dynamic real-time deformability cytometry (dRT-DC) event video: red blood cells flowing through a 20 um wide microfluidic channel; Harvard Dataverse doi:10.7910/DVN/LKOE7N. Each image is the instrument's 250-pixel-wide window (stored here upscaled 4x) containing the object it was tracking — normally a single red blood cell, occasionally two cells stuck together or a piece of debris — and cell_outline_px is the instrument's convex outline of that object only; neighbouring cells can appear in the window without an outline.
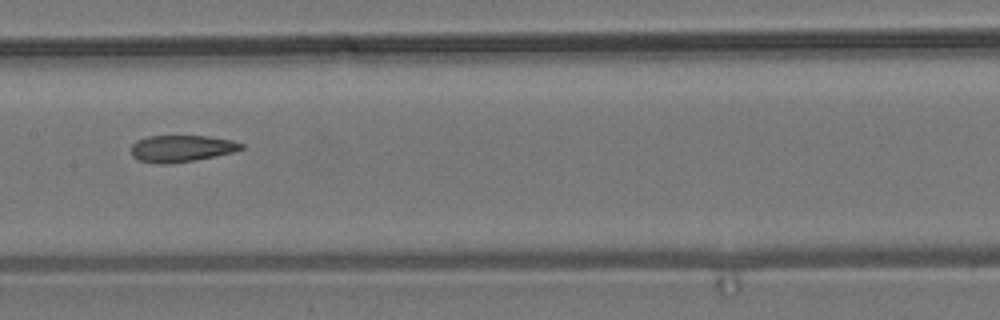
{"species": "common noctule bat (a hibernating species)", "species_latin": "Nyctalus noctula", "temperature_condition": "room temperature", "stored_images_in_passage": 12, "camera_frame_rate_fps": 3000, "um_per_image_px": 0.085, "animal": {"sex": "male", "body_mass_g": 19.2, "forearm_length_mm": 51.8}, "frame": {"image": 1, "passage_image": 9, "time_ms": 10.333, "image_size_px": [1000, 320], "cell_outline_px": [[244, 148], [236, 152], [196, 160], [168, 164], [160, 164], [140, 160], [132, 156], [132, 144], [136, 140], [148, 136], [208, 136], [232, 140], [244, 144]], "centroid_in_image_um": [15.46, 12.62], "position_along_channel_um": 191.9, "area_um2": 17.28}}
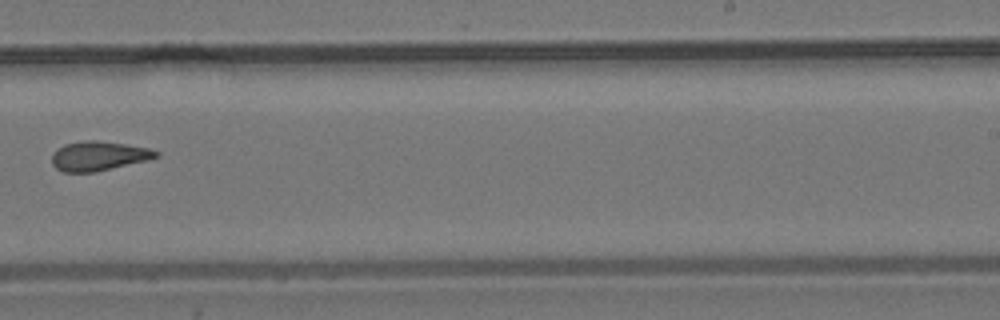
{"frame": {"image": 2, "passage_image": 11, "time_ms": 12.667, "image_size_px": [1000, 320], "cell_outline_px": [[160, 156], [148, 160], [96, 172], [64, 172], [56, 168], [52, 164], [52, 156], [64, 144], [84, 140], [96, 140], [124, 144], [148, 148], [160, 152]], "centroid_in_image_um": [8.41, 13.26], "position_along_channel_um": 280.6, "area_um2": 17.74}}
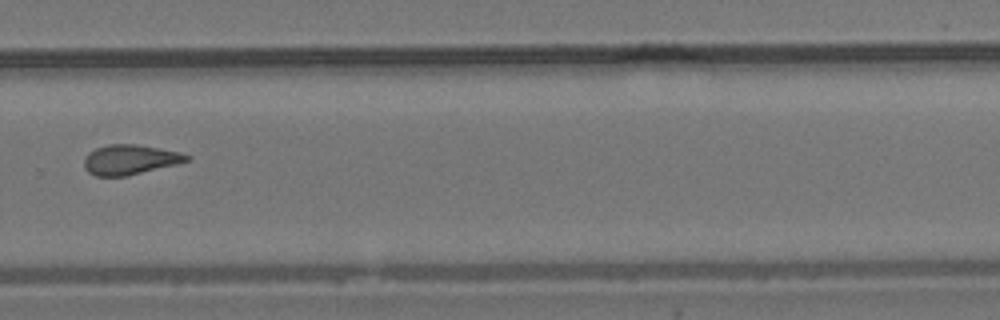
{"frame": {"image": 3, "passage_image": 12, "time_ms": 13.667, "image_size_px": [1000, 320], "cell_outline_px": [[192, 160], [128, 176], [96, 176], [88, 172], [84, 168], [84, 160], [88, 152], [96, 148], [108, 144], [136, 144], [180, 152], [192, 156]], "centroid_in_image_um": [11.06, 13.57], "position_along_channel_um": 318.7, "area_um2": 17.98}}